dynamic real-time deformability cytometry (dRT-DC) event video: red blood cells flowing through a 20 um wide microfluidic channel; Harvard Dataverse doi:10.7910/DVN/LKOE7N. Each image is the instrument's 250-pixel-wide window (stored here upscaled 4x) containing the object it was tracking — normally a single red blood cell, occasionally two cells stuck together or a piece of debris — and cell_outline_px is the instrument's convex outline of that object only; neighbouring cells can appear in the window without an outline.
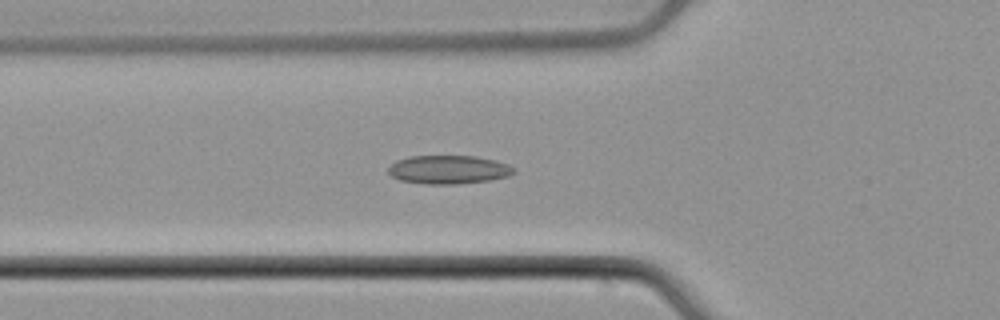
{"species": "common noctule bat (a hibernating species)", "species_latin": "Nyctalus noctula", "temperature_condition": "cold", "stored_images_in_passage": 36, "camera_frame_rate_fps": 3000, "um_per_image_px": 0.085, "animal": {"sex": "male", "body_mass_g": 21.5, "forearm_length_mm": 52.0}, "frame": {"image": 1, "passage_image": 2, "time_ms": 0.333, "image_size_px": [1000, 320], "cell_outline_px": [[516, 172], [508, 176], [488, 180], [456, 184], [428, 184], [400, 180], [392, 176], [388, 172], [388, 168], [396, 160], [408, 156], [476, 156], [508, 164], [516, 168]], "centroid_in_image_um": [38.12, 14.41], "position_along_channel_um": 87.7, "area_um2": 20.81}}
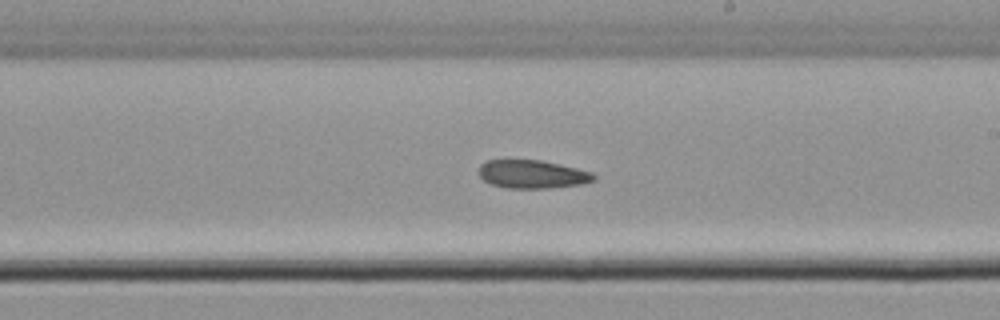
{"frame": {"image": 2, "passage_image": 14, "time_ms": 4.333, "image_size_px": [1000, 320], "cell_outline_px": [[596, 180], [580, 184], [552, 188], [508, 188], [492, 184], [484, 180], [480, 176], [480, 164], [488, 160], [540, 160], [576, 168], [592, 172], [596, 176]], "centroid_in_image_um": [45.27, 14.81], "position_along_channel_um": 243.7, "area_um2": 18.79}}
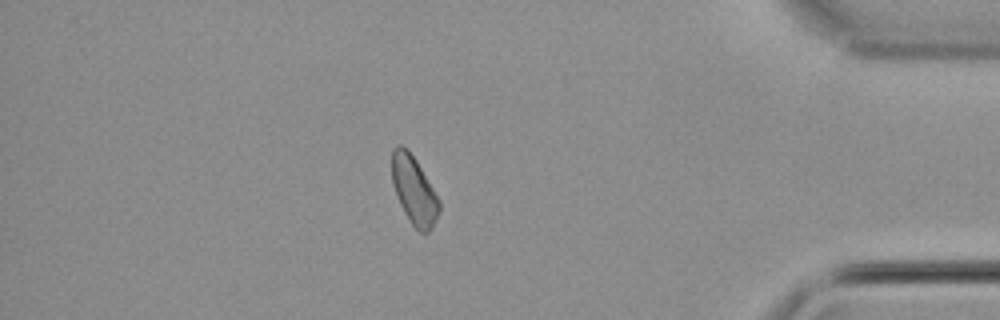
{"frame": {"image": 3, "passage_image": 29, "time_ms": 9.333, "image_size_px": [1000, 320], "cell_outline_px": [[440, 212], [432, 228], [428, 232], [420, 232], [412, 224], [404, 212], [396, 196], [392, 184], [392, 148], [396, 144], [400, 144], [408, 148], [416, 160], [440, 200]], "centroid_in_image_um": [35.18, 16.15], "position_along_channel_um": 400.0, "area_um2": 18.9}}